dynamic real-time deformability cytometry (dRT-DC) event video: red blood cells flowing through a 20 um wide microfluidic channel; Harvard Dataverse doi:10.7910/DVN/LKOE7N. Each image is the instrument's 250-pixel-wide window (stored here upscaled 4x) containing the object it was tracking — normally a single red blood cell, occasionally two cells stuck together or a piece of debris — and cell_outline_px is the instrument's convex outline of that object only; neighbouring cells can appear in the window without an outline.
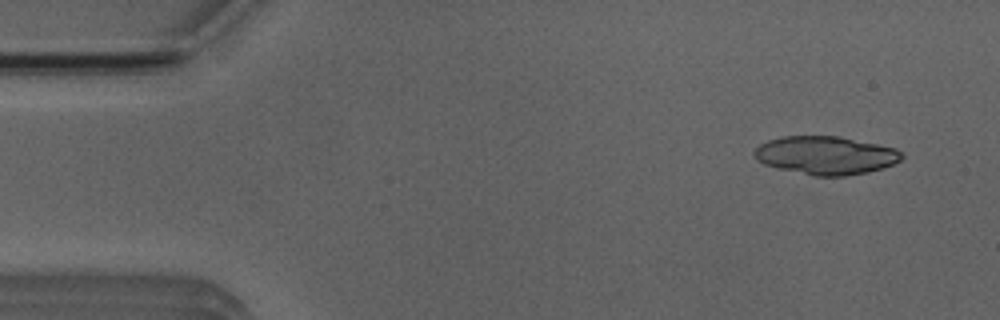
{"species": "Egyptian fruit bat (a non-hibernating species)", "species_latin": "Rousettus aegyptiacus", "temperature_condition": "room temperature", "stored_images_in_passage": 6, "camera_frame_rate_fps": 3000, "um_per_image_px": 0.085, "animal": {"sex": "male"}, "frame": {"image": 1, "passage_image": 2, "time_ms": 1.0, "image_size_px": [1000, 320], "cell_outline_px": [[904, 156], [900, 160], [892, 164], [868, 172], [844, 176], [816, 176], [780, 168], [764, 164], [756, 160], [752, 156], [752, 152], [760, 144], [768, 140], [780, 136], [840, 136], [896, 148]], "centroid_in_image_um": [70.15, 13.19], "position_along_channel_um": 14.8, "area_um2": 32.77}}